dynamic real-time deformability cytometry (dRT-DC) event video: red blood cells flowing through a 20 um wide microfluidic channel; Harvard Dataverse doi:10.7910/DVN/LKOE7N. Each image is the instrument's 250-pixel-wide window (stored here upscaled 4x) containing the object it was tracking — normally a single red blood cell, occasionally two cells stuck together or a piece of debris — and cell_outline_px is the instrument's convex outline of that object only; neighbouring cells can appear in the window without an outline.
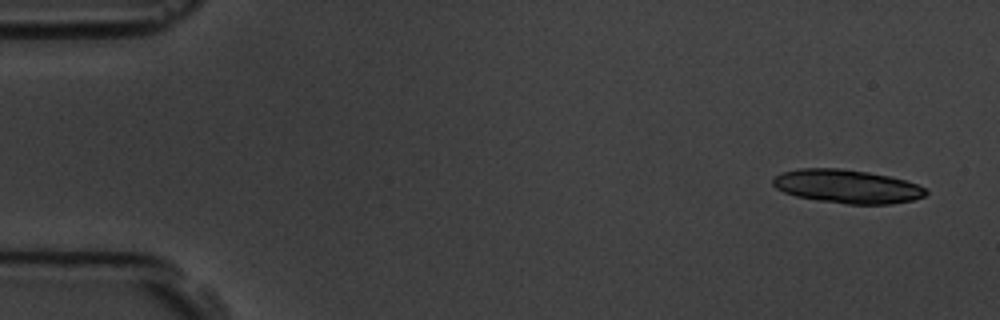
{"species": "common noctule bat (a hibernating species)", "species_latin": "Nyctalus noctula", "temperature_condition": "room temperature", "stored_images_in_passage": 6, "camera_frame_rate_fps": 3000, "um_per_image_px": 0.085, "animal": {"sex": "male", "body_mass_g": 19.5, "forearm_length_mm": 54.6}, "frame": {"image": 1, "passage_image": 1, "time_ms": 0.0, "image_size_px": [1000, 320], "cell_outline_px": [[928, 192], [924, 196], [912, 200], [892, 204], [848, 204], [820, 200], [796, 196], [784, 192], [776, 188], [772, 184], [772, 180], [780, 172], [800, 168], [840, 168], [868, 172], [888, 176], [904, 180], [916, 184], [924, 188]], "centroid_in_image_um": [71.98, 15.84], "position_along_channel_um": 13.0, "area_um2": 29.77}}